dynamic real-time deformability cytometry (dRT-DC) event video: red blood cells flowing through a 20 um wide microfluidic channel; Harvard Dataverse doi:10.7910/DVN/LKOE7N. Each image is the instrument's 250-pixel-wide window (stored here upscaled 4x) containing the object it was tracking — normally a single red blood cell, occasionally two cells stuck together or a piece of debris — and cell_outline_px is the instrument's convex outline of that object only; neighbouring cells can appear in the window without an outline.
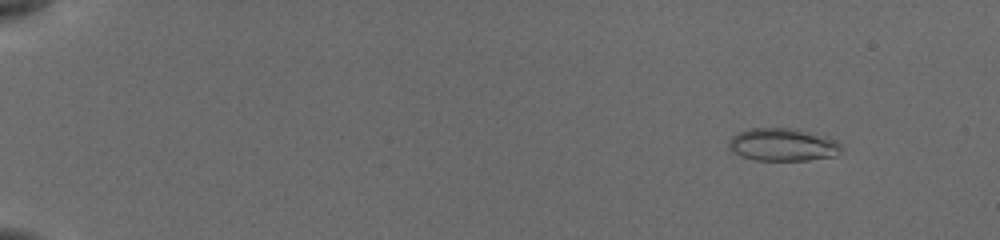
{"species": "common noctule bat (a hibernating species)", "species_latin": "Nyctalus noctula", "temperature_condition": "cold", "stored_images_in_passage": 55, "camera_frame_rate_fps": 3000, "um_per_image_px": 0.085, "animal": {"sex": "female", "body_mass_g": 19.5, "forearm_length_mm": 54.1}, "frame": {"image": 1, "passage_image": 7, "time_ms": 2.0, "image_size_px": [1000, 240], "cell_outline_px": [[844, 152], [836, 156], [808, 160], [752, 160], [740, 156], [732, 152], [728, 148], [728, 140], [736, 132], [748, 128], [796, 128], [828, 136], [836, 140], [840, 144]], "centroid_in_image_um": [66.54, 12.29], "position_along_channel_um": 18.5, "area_um2": 22.14}}
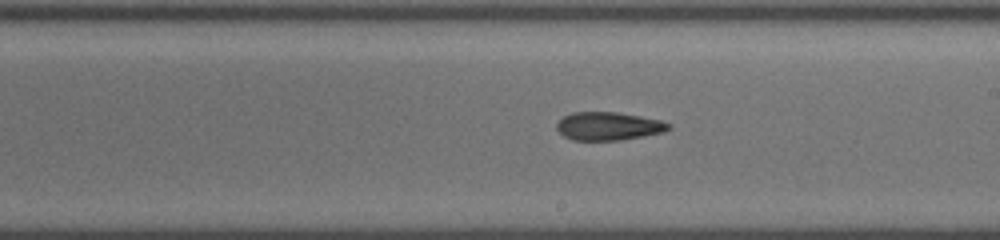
{"frame": {"image": 2, "passage_image": 35, "time_ms": 11.333, "image_size_px": [1000, 240], "cell_outline_px": [[672, 128], [664, 132], [644, 136], [620, 140], [572, 140], [564, 136], [556, 128], [556, 124], [564, 116], [572, 112], [616, 112], [640, 116], [660, 120], [672, 124]], "centroid_in_image_um": [51.74, 10.72], "position_along_channel_um": 237.3, "area_um2": 18.44}}
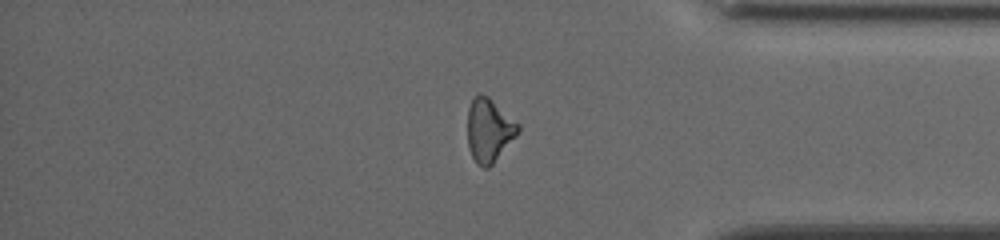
{"frame": {"image": 3, "passage_image": 48, "time_ms": 15.667, "image_size_px": [1000, 240], "cell_outline_px": [[520, 128], [516, 136], [492, 164], [488, 168], [484, 168], [476, 164], [468, 148], [468, 108], [472, 100], [480, 92], [488, 96], [520, 124]], "centroid_in_image_um": [41.57, 11.06], "position_along_channel_um": 393.6, "area_um2": 18.67}}